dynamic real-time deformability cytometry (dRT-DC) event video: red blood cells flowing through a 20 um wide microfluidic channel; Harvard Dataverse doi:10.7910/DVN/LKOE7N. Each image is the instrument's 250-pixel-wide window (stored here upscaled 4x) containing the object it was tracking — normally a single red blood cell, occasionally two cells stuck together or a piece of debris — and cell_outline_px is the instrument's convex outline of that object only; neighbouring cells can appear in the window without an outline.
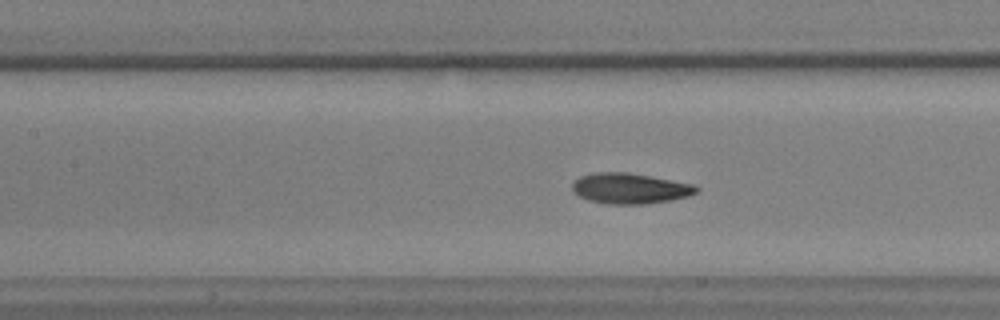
{"species": "common noctule bat (a hibernating species)", "species_latin": "Nyctalus noctula", "temperature_condition": "warm", "stored_images_in_passage": 43, "camera_frame_rate_fps": 3000, "um_per_image_px": 0.085, "animal": {"sex": "male", "body_mass_g": 17.9, "forearm_length_mm": 54.2}, "frame": {"image": 1, "passage_image": 11, "time_ms": 3.333, "image_size_px": [1000, 320], "cell_outline_px": [[700, 188], [696, 192], [688, 196], [648, 204], [608, 204], [588, 200], [572, 192], [572, 184], [580, 176], [596, 172], [628, 172], [696, 184]], "centroid_in_image_um": [53.55, 16.01], "position_along_channel_um": 153.8, "area_um2": 22.2}}
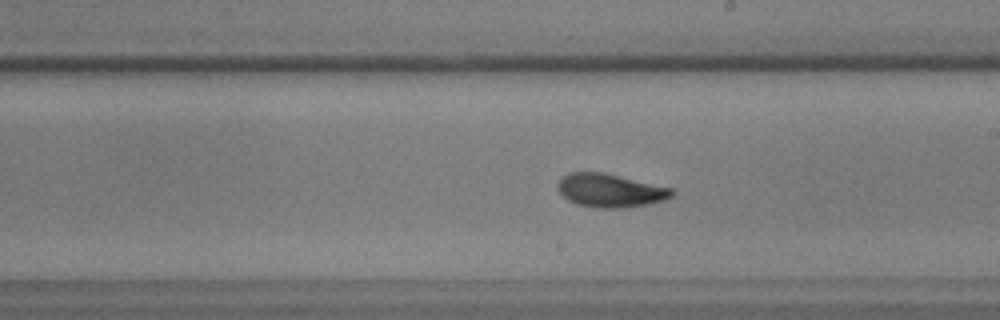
{"frame": {"image": 2, "passage_image": 18, "time_ms": 5.667, "image_size_px": [1000, 320], "cell_outline_px": [[676, 192], [672, 196], [664, 200], [648, 204], [620, 208], [596, 208], [576, 204], [568, 200], [556, 188], [556, 184], [568, 172], [604, 172], [672, 188]], "centroid_in_image_um": [51.86, 16.19], "position_along_channel_um": 237.1, "area_um2": 22.31}}
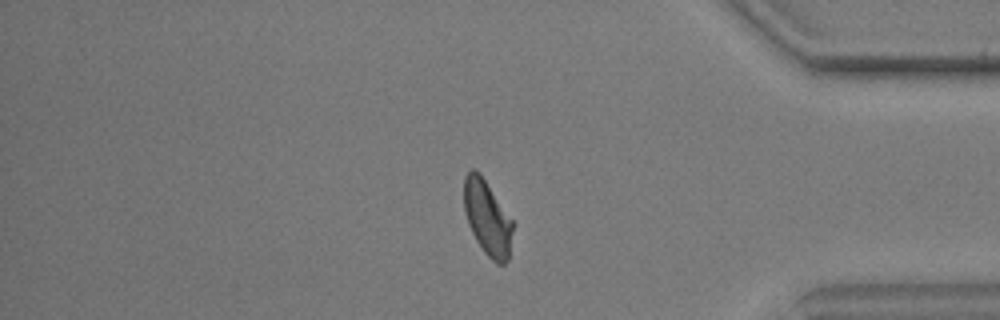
{"frame": {"image": 3, "passage_image": 33, "time_ms": 10.667, "image_size_px": [1000, 320], "cell_outline_px": [[512, 228], [508, 260], [504, 264], [496, 264], [484, 252], [476, 240], [468, 224], [464, 212], [464, 176], [472, 168], [480, 172], [512, 220]], "centroid_in_image_um": [41.4, 18.5], "position_along_channel_um": 393.8, "area_um2": 21.1}}